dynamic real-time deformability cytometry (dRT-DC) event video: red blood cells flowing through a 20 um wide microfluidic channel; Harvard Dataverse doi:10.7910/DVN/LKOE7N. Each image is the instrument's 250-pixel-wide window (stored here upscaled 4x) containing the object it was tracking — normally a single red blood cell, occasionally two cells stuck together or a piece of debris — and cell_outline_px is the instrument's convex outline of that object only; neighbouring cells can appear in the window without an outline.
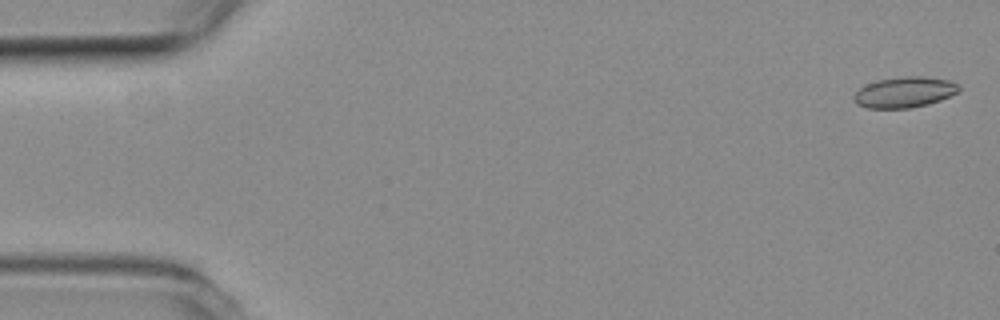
{"species": "common noctule bat (a hibernating species)", "species_latin": "Nyctalus noctula", "temperature_condition": "room temperature", "stored_images_in_passage": 25, "camera_frame_rate_fps": 3000, "um_per_image_px": 0.085, "animal": {"sex": "female", "body_mass_g": 19.3, "forearm_length_mm": 54.1}, "frame": {"image": 1, "passage_image": 1, "time_ms": 0.0, "image_size_px": [1000, 320], "cell_outline_px": [[960, 88], [956, 92], [940, 100], [928, 104], [912, 108], [868, 108], [856, 104], [852, 100], [852, 96], [860, 88], [876, 80], [904, 76], [920, 76], [948, 80], [956, 84]], "centroid_in_image_um": [76.82, 7.84], "position_along_channel_um": 8.2, "area_um2": 18.67}}
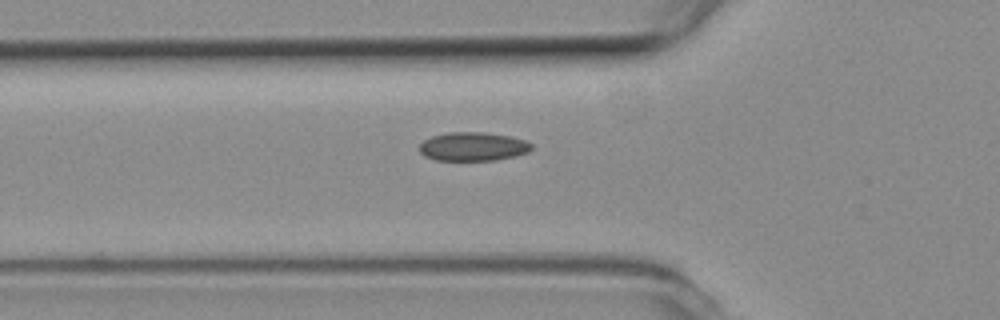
{"frame": {"image": 2, "passage_image": 18, "time_ms": 5.667, "image_size_px": [1000, 320], "cell_outline_px": [[532, 148], [528, 152], [516, 156], [496, 160], [436, 160], [424, 156], [420, 152], [420, 144], [424, 140], [432, 136], [448, 132], [484, 132], [512, 136], [524, 140], [532, 144]], "centroid_in_image_um": [40.22, 12.45], "position_along_channel_um": 85.6, "area_um2": 18.84}}
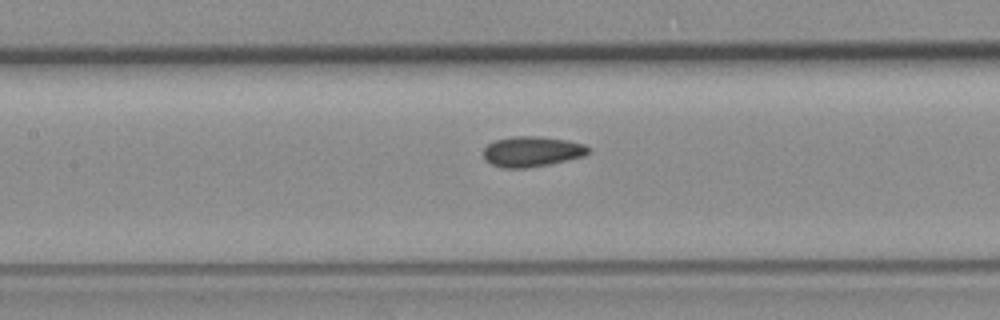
{"frame": {"image": 3, "passage_image": 24, "time_ms": 7.667, "image_size_px": [1000, 320], "cell_outline_px": [[592, 152], [584, 156], [548, 164], [524, 168], [504, 168], [492, 164], [484, 160], [484, 148], [488, 144], [496, 140], [512, 136], [540, 136], [568, 140], [584, 144], [592, 148]], "centroid_in_image_um": [45.25, 12.87], "position_along_channel_um": 162.2, "area_um2": 18.67}}